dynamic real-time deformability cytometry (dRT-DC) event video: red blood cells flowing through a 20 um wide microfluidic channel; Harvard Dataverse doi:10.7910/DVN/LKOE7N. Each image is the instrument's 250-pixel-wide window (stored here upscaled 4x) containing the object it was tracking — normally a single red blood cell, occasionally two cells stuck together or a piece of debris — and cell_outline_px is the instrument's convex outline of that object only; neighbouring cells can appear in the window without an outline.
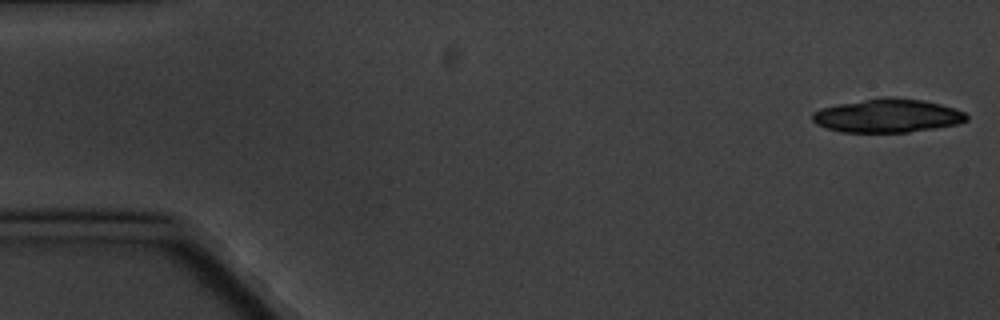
{"species": "common noctule bat (a hibernating species)", "species_latin": "Nyctalus noctula", "temperature_condition": "cold", "stored_images_in_passage": 5, "camera_frame_rate_fps": 3000, "um_per_image_px": 0.085, "animal": {"sex": "male", "body_mass_g": 20.1, "forearm_length_mm": 53.5}, "frame": {"image": 1, "passage_image": 1, "time_ms": 0.0, "image_size_px": [1000, 320], "cell_outline_px": [[968, 120], [960, 124], [936, 128], [908, 132], [840, 132], [816, 124], [812, 120], [812, 112], [820, 108], [836, 104], [884, 96], [892, 96], [924, 100], [940, 104], [964, 112], [968, 116]], "centroid_in_image_um": [75.43, 9.82], "position_along_channel_um": 9.6, "area_um2": 30.46}}